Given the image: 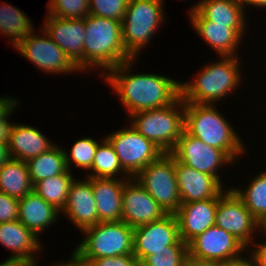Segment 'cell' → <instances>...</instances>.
<instances>
[{"mask_svg":"<svg viewBox=\"0 0 266 266\" xmlns=\"http://www.w3.org/2000/svg\"><path fill=\"white\" fill-rule=\"evenodd\" d=\"M185 103L179 97L171 105L138 111L130 115L129 124L164 153H171L184 131Z\"/></svg>","mask_w":266,"mask_h":266,"instance_id":"obj_5","label":"cell"},{"mask_svg":"<svg viewBox=\"0 0 266 266\" xmlns=\"http://www.w3.org/2000/svg\"><path fill=\"white\" fill-rule=\"evenodd\" d=\"M246 10H248V6H253V7H257L260 9H266V0H237Z\"/></svg>","mask_w":266,"mask_h":266,"instance_id":"obj_43","label":"cell"},{"mask_svg":"<svg viewBox=\"0 0 266 266\" xmlns=\"http://www.w3.org/2000/svg\"><path fill=\"white\" fill-rule=\"evenodd\" d=\"M15 98V99H14ZM11 96H0V120H2L18 103V98Z\"/></svg>","mask_w":266,"mask_h":266,"instance_id":"obj_41","label":"cell"},{"mask_svg":"<svg viewBox=\"0 0 266 266\" xmlns=\"http://www.w3.org/2000/svg\"><path fill=\"white\" fill-rule=\"evenodd\" d=\"M74 179L72 172H63L36 182L33 191L61 212L66 205L68 191Z\"/></svg>","mask_w":266,"mask_h":266,"instance_id":"obj_31","label":"cell"},{"mask_svg":"<svg viewBox=\"0 0 266 266\" xmlns=\"http://www.w3.org/2000/svg\"><path fill=\"white\" fill-rule=\"evenodd\" d=\"M33 191L27 162L11 158L0 168V192L23 198Z\"/></svg>","mask_w":266,"mask_h":266,"instance_id":"obj_26","label":"cell"},{"mask_svg":"<svg viewBox=\"0 0 266 266\" xmlns=\"http://www.w3.org/2000/svg\"><path fill=\"white\" fill-rule=\"evenodd\" d=\"M135 178L167 214H175L181 198L174 168V156L163 153L144 167Z\"/></svg>","mask_w":266,"mask_h":266,"instance_id":"obj_8","label":"cell"},{"mask_svg":"<svg viewBox=\"0 0 266 266\" xmlns=\"http://www.w3.org/2000/svg\"><path fill=\"white\" fill-rule=\"evenodd\" d=\"M180 239L179 224L175 214L148 224L135 227L133 230V255L141 263L145 258L166 246L175 244Z\"/></svg>","mask_w":266,"mask_h":266,"instance_id":"obj_14","label":"cell"},{"mask_svg":"<svg viewBox=\"0 0 266 266\" xmlns=\"http://www.w3.org/2000/svg\"><path fill=\"white\" fill-rule=\"evenodd\" d=\"M83 72L103 69L101 76L117 65L133 59L126 51L122 24L118 20L89 14L84 18Z\"/></svg>","mask_w":266,"mask_h":266,"instance_id":"obj_2","label":"cell"},{"mask_svg":"<svg viewBox=\"0 0 266 266\" xmlns=\"http://www.w3.org/2000/svg\"><path fill=\"white\" fill-rule=\"evenodd\" d=\"M59 214V210L34 191L19 199L18 220L37 237L59 221Z\"/></svg>","mask_w":266,"mask_h":266,"instance_id":"obj_25","label":"cell"},{"mask_svg":"<svg viewBox=\"0 0 266 266\" xmlns=\"http://www.w3.org/2000/svg\"><path fill=\"white\" fill-rule=\"evenodd\" d=\"M83 179H74L68 191L66 205L60 212L81 232L98 223V212L91 177Z\"/></svg>","mask_w":266,"mask_h":266,"instance_id":"obj_17","label":"cell"},{"mask_svg":"<svg viewBox=\"0 0 266 266\" xmlns=\"http://www.w3.org/2000/svg\"><path fill=\"white\" fill-rule=\"evenodd\" d=\"M85 177L116 179L130 178L121 167L113 146L106 138L98 145L91 169L87 172Z\"/></svg>","mask_w":266,"mask_h":266,"instance_id":"obj_29","label":"cell"},{"mask_svg":"<svg viewBox=\"0 0 266 266\" xmlns=\"http://www.w3.org/2000/svg\"><path fill=\"white\" fill-rule=\"evenodd\" d=\"M262 238L266 237V219L261 223V232ZM265 234V235H264Z\"/></svg>","mask_w":266,"mask_h":266,"instance_id":"obj_47","label":"cell"},{"mask_svg":"<svg viewBox=\"0 0 266 266\" xmlns=\"http://www.w3.org/2000/svg\"><path fill=\"white\" fill-rule=\"evenodd\" d=\"M90 266H140L134 255H119L115 257H102L98 259H85Z\"/></svg>","mask_w":266,"mask_h":266,"instance_id":"obj_37","label":"cell"},{"mask_svg":"<svg viewBox=\"0 0 266 266\" xmlns=\"http://www.w3.org/2000/svg\"><path fill=\"white\" fill-rule=\"evenodd\" d=\"M38 262H34L32 266H38ZM52 266H57L56 264H53Z\"/></svg>","mask_w":266,"mask_h":266,"instance_id":"obj_48","label":"cell"},{"mask_svg":"<svg viewBox=\"0 0 266 266\" xmlns=\"http://www.w3.org/2000/svg\"><path fill=\"white\" fill-rule=\"evenodd\" d=\"M30 18L18 7L9 2H0V34L7 37L11 46L15 47L35 28Z\"/></svg>","mask_w":266,"mask_h":266,"instance_id":"obj_27","label":"cell"},{"mask_svg":"<svg viewBox=\"0 0 266 266\" xmlns=\"http://www.w3.org/2000/svg\"><path fill=\"white\" fill-rule=\"evenodd\" d=\"M188 257V245L179 239L175 244L166 246L165 250L145 258L140 266H180Z\"/></svg>","mask_w":266,"mask_h":266,"instance_id":"obj_33","label":"cell"},{"mask_svg":"<svg viewBox=\"0 0 266 266\" xmlns=\"http://www.w3.org/2000/svg\"><path fill=\"white\" fill-rule=\"evenodd\" d=\"M248 183L245 189L236 186L231 188L261 224L266 219V170L250 178Z\"/></svg>","mask_w":266,"mask_h":266,"instance_id":"obj_30","label":"cell"},{"mask_svg":"<svg viewBox=\"0 0 266 266\" xmlns=\"http://www.w3.org/2000/svg\"><path fill=\"white\" fill-rule=\"evenodd\" d=\"M17 106H20L19 103L2 120H0V142L2 143H8L9 141L10 131L13 126V123L9 120V116L12 117L11 114L15 112Z\"/></svg>","mask_w":266,"mask_h":266,"instance_id":"obj_39","label":"cell"},{"mask_svg":"<svg viewBox=\"0 0 266 266\" xmlns=\"http://www.w3.org/2000/svg\"><path fill=\"white\" fill-rule=\"evenodd\" d=\"M215 104L185 103L184 130L204 144L222 150L234 163L247 151L241 135Z\"/></svg>","mask_w":266,"mask_h":266,"instance_id":"obj_4","label":"cell"},{"mask_svg":"<svg viewBox=\"0 0 266 266\" xmlns=\"http://www.w3.org/2000/svg\"><path fill=\"white\" fill-rule=\"evenodd\" d=\"M90 0H49L48 14L66 19H84L90 14Z\"/></svg>","mask_w":266,"mask_h":266,"instance_id":"obj_34","label":"cell"},{"mask_svg":"<svg viewBox=\"0 0 266 266\" xmlns=\"http://www.w3.org/2000/svg\"><path fill=\"white\" fill-rule=\"evenodd\" d=\"M135 60L117 65L102 76L113 93L118 95L128 117L138 111L171 105L180 97V80L159 73L133 74L130 71H133Z\"/></svg>","mask_w":266,"mask_h":266,"instance_id":"obj_1","label":"cell"},{"mask_svg":"<svg viewBox=\"0 0 266 266\" xmlns=\"http://www.w3.org/2000/svg\"><path fill=\"white\" fill-rule=\"evenodd\" d=\"M40 31L42 35L35 32V30L27 35L14 47L16 51L40 69L39 71L48 73V75L80 73L81 71L77 66L54 43L46 31L43 28Z\"/></svg>","mask_w":266,"mask_h":266,"instance_id":"obj_10","label":"cell"},{"mask_svg":"<svg viewBox=\"0 0 266 266\" xmlns=\"http://www.w3.org/2000/svg\"><path fill=\"white\" fill-rule=\"evenodd\" d=\"M129 0H90V14L122 22Z\"/></svg>","mask_w":266,"mask_h":266,"instance_id":"obj_35","label":"cell"},{"mask_svg":"<svg viewBox=\"0 0 266 266\" xmlns=\"http://www.w3.org/2000/svg\"><path fill=\"white\" fill-rule=\"evenodd\" d=\"M240 62L239 56H221L214 63H205L191 81L180 79V97L184 103L217 105L243 83Z\"/></svg>","mask_w":266,"mask_h":266,"instance_id":"obj_3","label":"cell"},{"mask_svg":"<svg viewBox=\"0 0 266 266\" xmlns=\"http://www.w3.org/2000/svg\"><path fill=\"white\" fill-rule=\"evenodd\" d=\"M171 154L179 162L197 171L214 176L222 185L224 183H222L221 175H219L220 168L222 169L226 165H235L222 150L204 144L185 130L182 132Z\"/></svg>","mask_w":266,"mask_h":266,"instance_id":"obj_13","label":"cell"},{"mask_svg":"<svg viewBox=\"0 0 266 266\" xmlns=\"http://www.w3.org/2000/svg\"><path fill=\"white\" fill-rule=\"evenodd\" d=\"M247 250H248L247 252L250 254L252 259L254 260L256 266H266V240H264V242H263V239L261 242L254 241L247 248Z\"/></svg>","mask_w":266,"mask_h":266,"instance_id":"obj_38","label":"cell"},{"mask_svg":"<svg viewBox=\"0 0 266 266\" xmlns=\"http://www.w3.org/2000/svg\"><path fill=\"white\" fill-rule=\"evenodd\" d=\"M39 240V237L19 220L0 223V245L12 254L6 259L39 262L36 254L43 248Z\"/></svg>","mask_w":266,"mask_h":266,"instance_id":"obj_21","label":"cell"},{"mask_svg":"<svg viewBox=\"0 0 266 266\" xmlns=\"http://www.w3.org/2000/svg\"><path fill=\"white\" fill-rule=\"evenodd\" d=\"M19 199L0 192V223L18 220Z\"/></svg>","mask_w":266,"mask_h":266,"instance_id":"obj_36","label":"cell"},{"mask_svg":"<svg viewBox=\"0 0 266 266\" xmlns=\"http://www.w3.org/2000/svg\"><path fill=\"white\" fill-rule=\"evenodd\" d=\"M164 8L160 0H129L121 24L125 49L133 59L140 56L161 24H165Z\"/></svg>","mask_w":266,"mask_h":266,"instance_id":"obj_6","label":"cell"},{"mask_svg":"<svg viewBox=\"0 0 266 266\" xmlns=\"http://www.w3.org/2000/svg\"><path fill=\"white\" fill-rule=\"evenodd\" d=\"M189 20H209L228 27H248L247 12L237 0H199L188 10Z\"/></svg>","mask_w":266,"mask_h":266,"instance_id":"obj_22","label":"cell"},{"mask_svg":"<svg viewBox=\"0 0 266 266\" xmlns=\"http://www.w3.org/2000/svg\"><path fill=\"white\" fill-rule=\"evenodd\" d=\"M122 205V221L132 228L167 215L135 177H130L124 184Z\"/></svg>","mask_w":266,"mask_h":266,"instance_id":"obj_15","label":"cell"},{"mask_svg":"<svg viewBox=\"0 0 266 266\" xmlns=\"http://www.w3.org/2000/svg\"><path fill=\"white\" fill-rule=\"evenodd\" d=\"M218 196L202 201L182 203L175 213L180 239L187 245L215 225Z\"/></svg>","mask_w":266,"mask_h":266,"instance_id":"obj_19","label":"cell"},{"mask_svg":"<svg viewBox=\"0 0 266 266\" xmlns=\"http://www.w3.org/2000/svg\"><path fill=\"white\" fill-rule=\"evenodd\" d=\"M42 25L41 28L83 73L84 19H66L46 15Z\"/></svg>","mask_w":266,"mask_h":266,"instance_id":"obj_16","label":"cell"},{"mask_svg":"<svg viewBox=\"0 0 266 266\" xmlns=\"http://www.w3.org/2000/svg\"><path fill=\"white\" fill-rule=\"evenodd\" d=\"M247 253V247L233 234L214 225L188 244V256L208 265L232 260Z\"/></svg>","mask_w":266,"mask_h":266,"instance_id":"obj_12","label":"cell"},{"mask_svg":"<svg viewBox=\"0 0 266 266\" xmlns=\"http://www.w3.org/2000/svg\"><path fill=\"white\" fill-rule=\"evenodd\" d=\"M247 254L244 253L242 256L238 258L220 262L212 266H256L250 254L249 253ZM245 255H247L248 258Z\"/></svg>","mask_w":266,"mask_h":266,"instance_id":"obj_40","label":"cell"},{"mask_svg":"<svg viewBox=\"0 0 266 266\" xmlns=\"http://www.w3.org/2000/svg\"><path fill=\"white\" fill-rule=\"evenodd\" d=\"M215 225L233 234L247 248L256 240L255 236L261 238V224L231 186L218 196Z\"/></svg>","mask_w":266,"mask_h":266,"instance_id":"obj_11","label":"cell"},{"mask_svg":"<svg viewBox=\"0 0 266 266\" xmlns=\"http://www.w3.org/2000/svg\"><path fill=\"white\" fill-rule=\"evenodd\" d=\"M191 27L219 57L238 56L240 42L244 41L247 27H228V24H214L209 20H189Z\"/></svg>","mask_w":266,"mask_h":266,"instance_id":"obj_20","label":"cell"},{"mask_svg":"<svg viewBox=\"0 0 266 266\" xmlns=\"http://www.w3.org/2000/svg\"><path fill=\"white\" fill-rule=\"evenodd\" d=\"M180 266H211L201 261L190 258L189 256L182 262Z\"/></svg>","mask_w":266,"mask_h":266,"instance_id":"obj_46","label":"cell"},{"mask_svg":"<svg viewBox=\"0 0 266 266\" xmlns=\"http://www.w3.org/2000/svg\"><path fill=\"white\" fill-rule=\"evenodd\" d=\"M27 164L32 185L63 172H71L66 165L64 148L56 143L48 151L27 161Z\"/></svg>","mask_w":266,"mask_h":266,"instance_id":"obj_28","label":"cell"},{"mask_svg":"<svg viewBox=\"0 0 266 266\" xmlns=\"http://www.w3.org/2000/svg\"><path fill=\"white\" fill-rule=\"evenodd\" d=\"M133 230L124 221L99 222L84 229V239L72 251L81 261L133 255Z\"/></svg>","mask_w":266,"mask_h":266,"instance_id":"obj_7","label":"cell"},{"mask_svg":"<svg viewBox=\"0 0 266 266\" xmlns=\"http://www.w3.org/2000/svg\"><path fill=\"white\" fill-rule=\"evenodd\" d=\"M8 143L0 142V168L11 159Z\"/></svg>","mask_w":266,"mask_h":266,"instance_id":"obj_44","label":"cell"},{"mask_svg":"<svg viewBox=\"0 0 266 266\" xmlns=\"http://www.w3.org/2000/svg\"><path fill=\"white\" fill-rule=\"evenodd\" d=\"M70 259L56 263L57 266H90L89 263L81 261L73 252Z\"/></svg>","mask_w":266,"mask_h":266,"instance_id":"obj_42","label":"cell"},{"mask_svg":"<svg viewBox=\"0 0 266 266\" xmlns=\"http://www.w3.org/2000/svg\"><path fill=\"white\" fill-rule=\"evenodd\" d=\"M105 139L102 137L100 141L95 140L93 137H83L76 140L71 146V150H65L66 165L69 171L72 172V164L76 168L84 169L88 172L94 161L95 153L98 145ZM68 151V152H67Z\"/></svg>","mask_w":266,"mask_h":266,"instance_id":"obj_32","label":"cell"},{"mask_svg":"<svg viewBox=\"0 0 266 266\" xmlns=\"http://www.w3.org/2000/svg\"><path fill=\"white\" fill-rule=\"evenodd\" d=\"M174 168L181 203L211 199L220 196L227 189L214 176L197 171L175 157Z\"/></svg>","mask_w":266,"mask_h":266,"instance_id":"obj_18","label":"cell"},{"mask_svg":"<svg viewBox=\"0 0 266 266\" xmlns=\"http://www.w3.org/2000/svg\"><path fill=\"white\" fill-rule=\"evenodd\" d=\"M33 263L29 261L24 260H12V259H6L5 261H2L0 263V266H32Z\"/></svg>","mask_w":266,"mask_h":266,"instance_id":"obj_45","label":"cell"},{"mask_svg":"<svg viewBox=\"0 0 266 266\" xmlns=\"http://www.w3.org/2000/svg\"><path fill=\"white\" fill-rule=\"evenodd\" d=\"M126 180L91 177L98 223L122 221V193Z\"/></svg>","mask_w":266,"mask_h":266,"instance_id":"obj_23","label":"cell"},{"mask_svg":"<svg viewBox=\"0 0 266 266\" xmlns=\"http://www.w3.org/2000/svg\"><path fill=\"white\" fill-rule=\"evenodd\" d=\"M105 138L113 146L121 167L130 177H135L164 153L130 124L126 128L113 131Z\"/></svg>","mask_w":266,"mask_h":266,"instance_id":"obj_9","label":"cell"},{"mask_svg":"<svg viewBox=\"0 0 266 266\" xmlns=\"http://www.w3.org/2000/svg\"><path fill=\"white\" fill-rule=\"evenodd\" d=\"M46 136L34 126L13 122L8 141L11 157L27 162L48 151L55 144Z\"/></svg>","mask_w":266,"mask_h":266,"instance_id":"obj_24","label":"cell"}]
</instances>
